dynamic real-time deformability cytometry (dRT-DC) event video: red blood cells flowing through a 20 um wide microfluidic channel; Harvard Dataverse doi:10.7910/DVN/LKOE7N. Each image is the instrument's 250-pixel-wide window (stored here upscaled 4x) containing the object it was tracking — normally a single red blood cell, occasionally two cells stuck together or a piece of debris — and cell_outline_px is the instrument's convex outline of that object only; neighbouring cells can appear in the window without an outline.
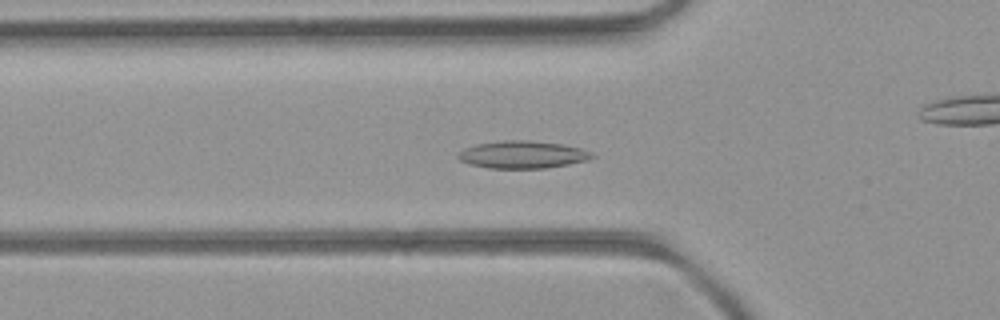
{"species": "common noctule bat (a hibernating species)", "species_latin": "Nyctalus noctula", "temperature_condition": "room temperature", "stored_images_in_passage": 39, "camera_frame_rate_fps": 3000, "um_per_image_px": 0.085, "animal": {"sex": "female", "body_mass_g": 21.9}, "frame": {"image": 1, "passage_image": 5, "time_ms": 1.333, "image_size_px": [1000, 320], "cell_outline_px": [[596, 156], [588, 160], [568, 164], [544, 168], [488, 168], [472, 164], [460, 160], [456, 156], [464, 148], [476, 144], [504, 140], [528, 140], [564, 144], [580, 148], [592, 152]], "centroid_in_image_um": [44.44, 13.13], "position_along_channel_um": 81.4, "area_um2": 21.39}}
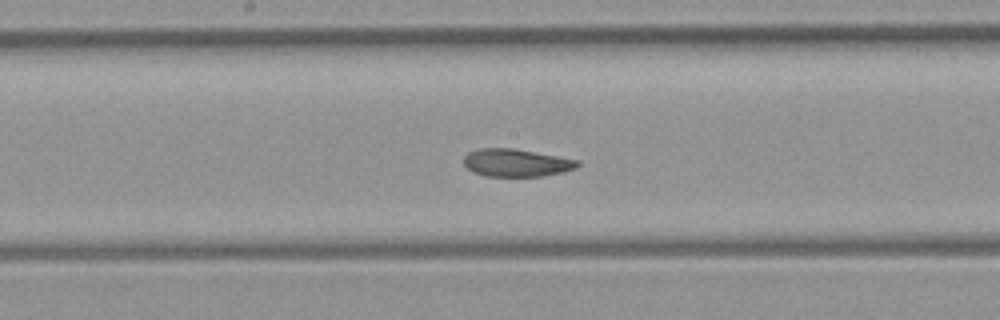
{"frame": {"image": 2, "passage_image": 14, "time_ms": 4.333, "image_size_px": [1000, 320], "cell_outline_px": [[580, 164], [576, 168], [564, 172], [544, 176], [484, 176], [472, 172], [464, 164], [464, 156], [468, 152], [480, 148], [512, 148], [580, 160]], "centroid_in_image_um": [43.89, 13.84], "position_along_channel_um": 204.3, "area_um2": 18.44}}
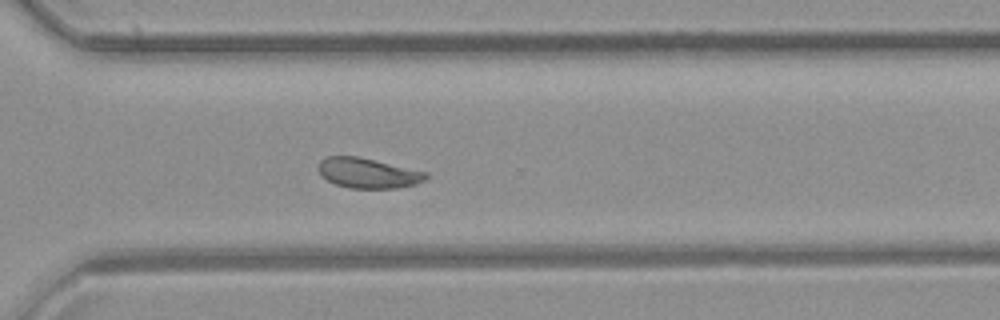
{"frame": {"image": 3, "passage_image": 24, "time_ms": 7.667, "image_size_px": [1000, 320], "cell_outline_px": [[428, 176], [424, 180], [416, 184], [396, 188], [348, 188], [336, 184], [320, 176], [316, 168], [320, 160], [328, 156], [356, 156], [428, 172]], "centroid_in_image_um": [31.23, 14.71], "position_along_channel_um": 339.4, "area_um2": 18.9}, "authors_computed_cell_mechanics": {"area_um2": 19.5364, "velocity_mm_per_s": 4.0644, "shape_relaxation_time_tau1_ms": 3.5459, "shape_relaxation_time_tau2_ms": 1.8282, "deformation_change_tau1": 0.1127, "deformation_change_tau2": 0.0609}}